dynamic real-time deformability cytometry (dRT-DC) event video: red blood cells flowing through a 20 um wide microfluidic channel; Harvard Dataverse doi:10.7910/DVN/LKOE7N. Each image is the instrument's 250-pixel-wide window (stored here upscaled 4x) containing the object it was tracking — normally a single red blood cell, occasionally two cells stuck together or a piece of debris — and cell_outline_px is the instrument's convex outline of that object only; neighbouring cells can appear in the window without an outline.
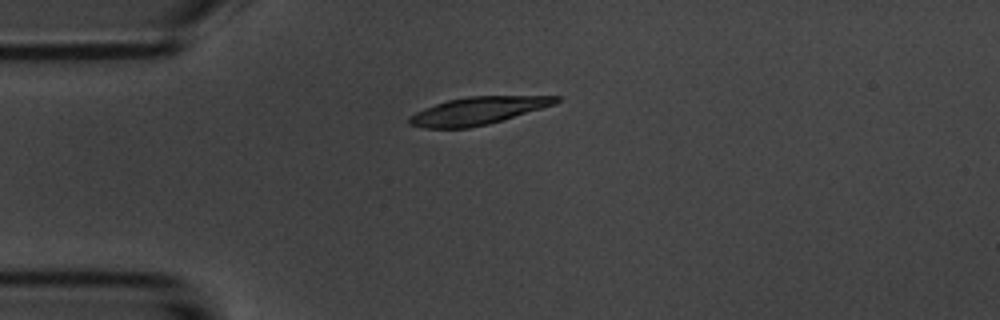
{"species": "common noctule bat (a hibernating species)", "species_latin": "Nyctalus noctula", "temperature_condition": "room temperature", "stored_images_in_passage": 10, "camera_frame_rate_fps": 3000, "um_per_image_px": 0.085, "animal": {"sex": "male", "body_mass_g": 20.1, "forearm_length_mm": 53.5}, "frame": {"image": 1, "passage_image": 4, "time_ms": 3.333, "image_size_px": [1000, 320], "cell_outline_px": [[560, 100], [556, 104], [488, 124], [468, 128], [424, 128], [408, 124], [408, 116], [424, 108], [448, 100], [468, 96], [560, 96]], "centroid_in_image_um": [40.59, 9.42], "position_along_channel_um": 44.4, "area_um2": 23.47}}
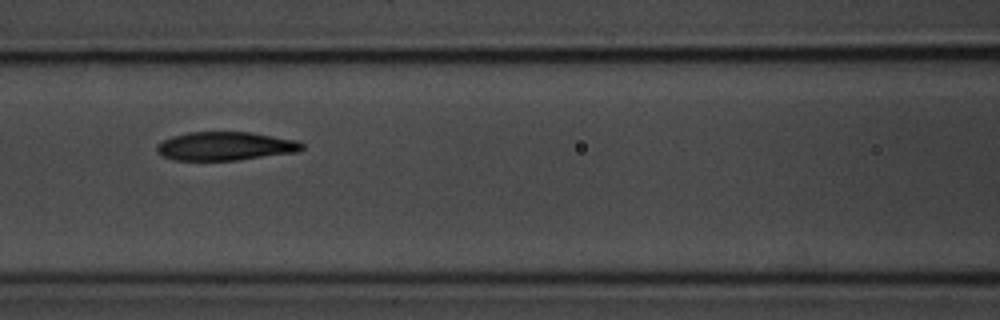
{"frame": {"image": 2, "passage_image": 7, "time_ms": 6.667, "image_size_px": [1000, 320], "cell_outline_px": [[304, 148], [296, 152], [240, 160], [172, 160], [156, 152], [156, 144], [172, 136], [188, 132], [248, 132], [300, 140], [304, 144]], "centroid_in_image_um": [19.16, 12.42], "position_along_channel_um": 147.4, "area_um2": 24.33}}